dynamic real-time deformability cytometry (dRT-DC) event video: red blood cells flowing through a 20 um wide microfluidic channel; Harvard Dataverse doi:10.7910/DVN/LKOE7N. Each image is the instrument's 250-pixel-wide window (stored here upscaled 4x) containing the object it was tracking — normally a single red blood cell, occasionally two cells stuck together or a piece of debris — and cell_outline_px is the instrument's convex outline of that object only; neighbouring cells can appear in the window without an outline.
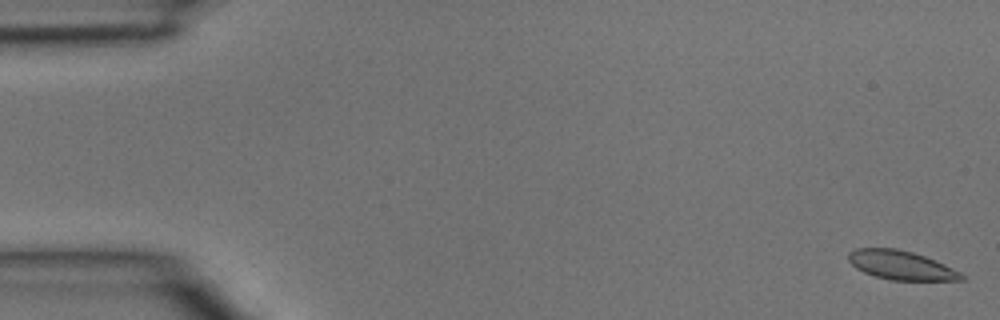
{"species": "common noctule bat (a hibernating species)", "species_latin": "Nyctalus noctula", "temperature_condition": "room temperature", "stored_images_in_passage": 4, "camera_frame_rate_fps": 3000, "um_per_image_px": 0.085, "animal": {"sex": "male", "body_mass_g": 15.6}, "frame": {"image": 1, "passage_image": 1, "time_ms": 0.0, "image_size_px": [1000, 320], "cell_outline_px": [[964, 280], [892, 280], [876, 276], [864, 272], [856, 268], [848, 260], [848, 252], [856, 248], [896, 248], [912, 252], [924, 256], [944, 264], [960, 272], [964, 276]], "centroid_in_image_um": [76.57, 22.53], "position_along_channel_um": 8.4, "area_um2": 18.9}}
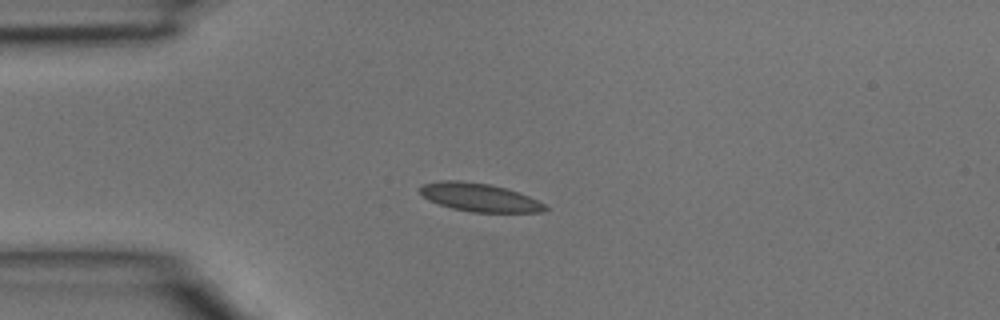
{"frame": {"image": 2, "passage_image": 3, "time_ms": 0.667, "image_size_px": [1000, 320], "cell_outline_px": [[548, 208], [544, 212], [472, 212], [452, 208], [428, 200], [420, 192], [420, 188], [424, 184], [440, 180], [460, 180], [488, 184], [504, 188], [528, 196], [544, 204]], "centroid_in_image_um": [40.73, 16.78], "position_along_channel_um": 44.3, "area_um2": 20.29}}